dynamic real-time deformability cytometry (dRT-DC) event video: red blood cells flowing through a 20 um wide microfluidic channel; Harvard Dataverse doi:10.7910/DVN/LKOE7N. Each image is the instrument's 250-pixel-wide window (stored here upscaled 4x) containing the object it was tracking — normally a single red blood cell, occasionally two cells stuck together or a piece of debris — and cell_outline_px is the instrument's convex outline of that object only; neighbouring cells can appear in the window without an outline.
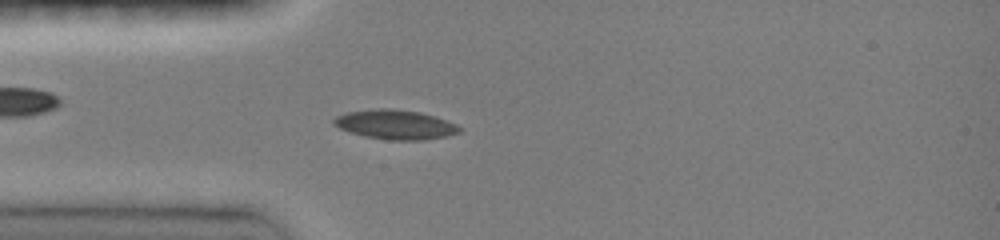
{"species": "common noctule bat (a hibernating species)", "species_latin": "Nyctalus noctula", "temperature_condition": "room temperature", "stored_images_in_passage": 10, "camera_frame_rate_fps": 3000, "um_per_image_px": 0.085, "animal": {"sex": "female", "body_mass_g": 19.0, "forearm_length_mm": 51.5}, "frame": {"image": 1, "passage_image": 10, "time_ms": 3.0, "image_size_px": [1000, 240], "cell_outline_px": [[464, 128], [460, 132], [444, 136], [424, 140], [388, 140], [364, 136], [348, 132], [332, 124], [332, 120], [336, 116], [344, 112], [376, 108], [392, 108], [420, 112], [436, 116], [456, 124]], "centroid_in_image_um": [33.58, 10.58], "position_along_channel_um": 51.4, "area_um2": 21.85}}